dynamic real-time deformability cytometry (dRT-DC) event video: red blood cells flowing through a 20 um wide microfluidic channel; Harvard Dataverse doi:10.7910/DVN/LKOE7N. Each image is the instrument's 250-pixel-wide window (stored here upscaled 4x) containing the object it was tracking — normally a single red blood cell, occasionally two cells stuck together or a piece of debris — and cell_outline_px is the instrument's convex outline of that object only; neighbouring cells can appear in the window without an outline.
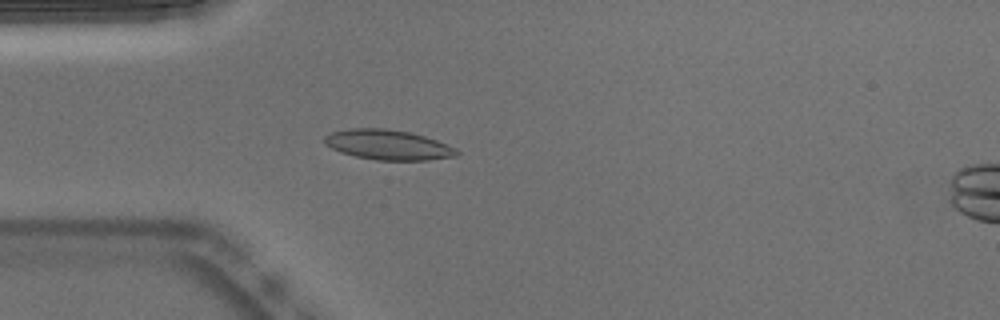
{"species": "Egyptian fruit bat (a non-hibernating species)", "species_latin": "Rousettus aegyptiacus", "temperature_condition": "warm", "stored_images_in_passage": 43, "camera_frame_rate_fps": 3000, "um_per_image_px": 0.085, "animal": {"sex": "male"}, "frame": {"image": 1, "passage_image": 5, "time_ms": 1.333, "image_size_px": [1000, 320], "cell_outline_px": [[460, 152], [456, 156], [428, 160], [376, 160], [356, 156], [340, 152], [324, 144], [324, 136], [332, 132], [348, 128], [384, 128], [408, 132], [424, 136], [436, 140], [456, 148]], "centroid_in_image_um": [32.96, 12.31], "position_along_channel_um": 52.0, "area_um2": 23.06}}
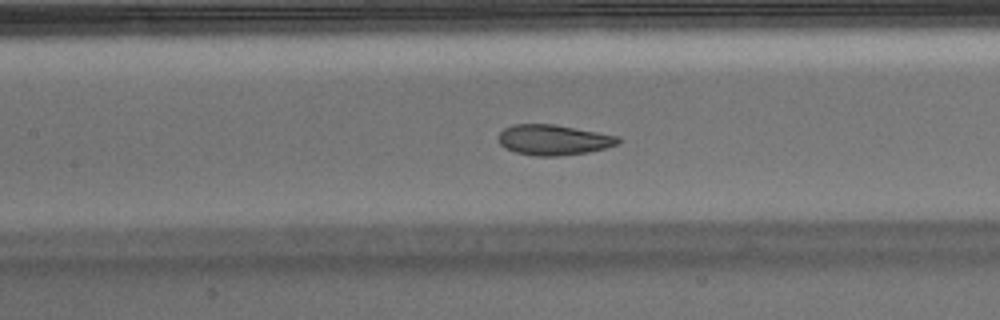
{"frame": {"image": 2, "passage_image": 14, "time_ms": 4.333, "image_size_px": [1000, 320], "cell_outline_px": [[620, 144], [588, 152], [560, 156], [536, 156], [516, 152], [504, 148], [500, 144], [496, 136], [504, 128], [512, 124], [556, 124], [620, 136]], "centroid_in_image_um": [47.04, 11.88], "position_along_channel_um": 160.4, "area_um2": 21.5}}
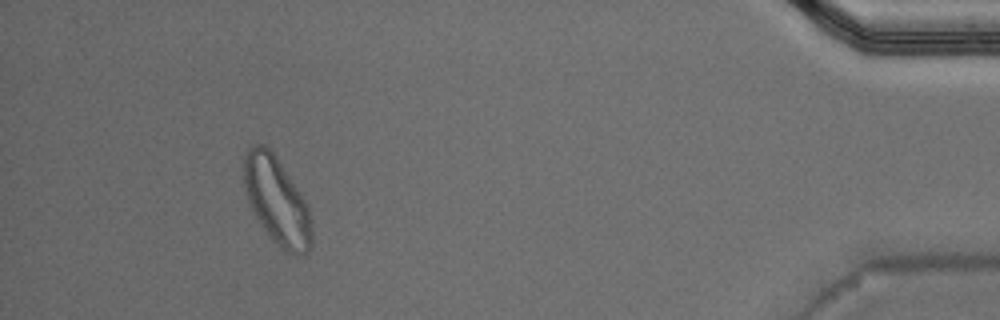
{"frame": {"image": 3, "passage_image": 39, "time_ms": 12.667, "image_size_px": [1000, 320], "cell_outline_px": [[312, 248], [304, 256], [292, 256], [272, 240], [260, 224], [248, 200], [244, 184], [244, 160], [248, 148], [252, 144], [264, 144], [276, 156], [308, 204], [312, 220]], "centroid_in_image_um": [23.57, 17.12], "position_along_channel_um": 411.6, "area_um2": 34.74}, "authors_computed_cell_mechanics": {"area_um2": 22.3686, "velocity_mm_per_s": 3.7932, "shape_relaxation_time_tau1_ms": 5.0604, "shape_relaxation_time_tau2_ms": 1.8435, "deformation_change_tau1": 0.1393, "deformation_change_tau2": 0.0778}}